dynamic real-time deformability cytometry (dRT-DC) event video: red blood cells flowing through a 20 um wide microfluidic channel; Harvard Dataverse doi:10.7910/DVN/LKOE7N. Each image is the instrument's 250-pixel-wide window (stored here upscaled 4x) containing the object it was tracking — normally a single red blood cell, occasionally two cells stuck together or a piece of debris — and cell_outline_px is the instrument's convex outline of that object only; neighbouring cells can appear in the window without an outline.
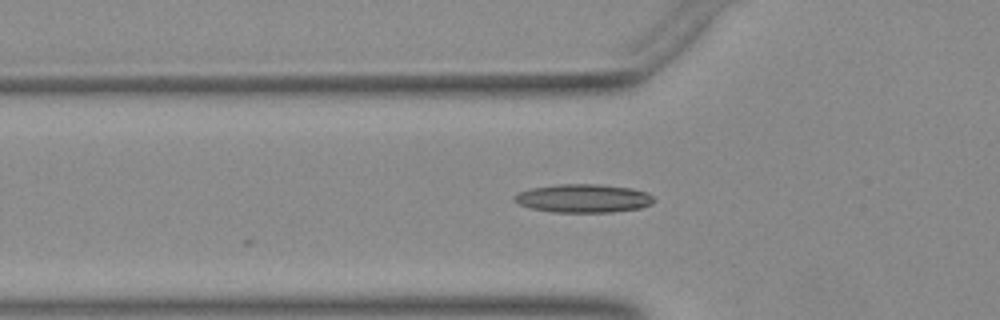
{"species": "Egyptian fruit bat (a non-hibernating species)", "species_latin": "Rousettus aegyptiacus", "temperature_condition": "warm", "stored_images_in_passage": 8, "camera_frame_rate_fps": 3000, "um_per_image_px": 0.085, "animal": {"sex": "female"}, "frame": {"image": 1, "passage_image": 3, "time_ms": 0.667, "image_size_px": [1000, 320], "cell_outline_px": [[656, 200], [652, 204], [640, 208], [612, 212], [552, 212], [532, 208], [520, 204], [512, 200], [512, 196], [520, 192], [532, 188], [556, 184], [600, 184], [632, 188], [644, 192], [652, 196]], "centroid_in_image_um": [49.59, 16.86], "position_along_channel_um": 76.2, "area_um2": 23.12}}
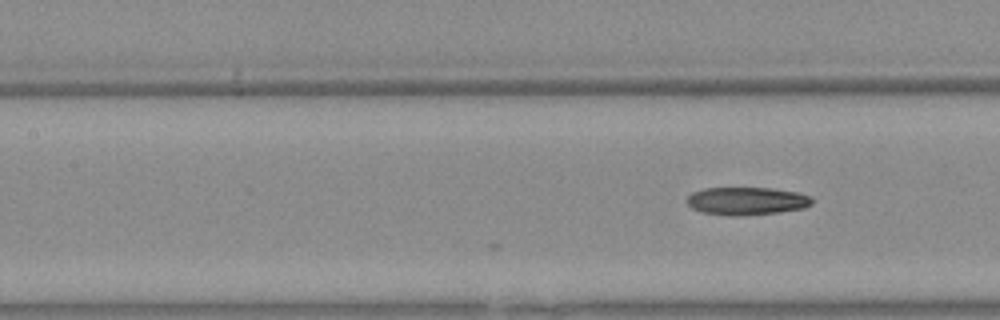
{"frame": {"image": 2, "passage_image": 8, "time_ms": 2.333, "image_size_px": [1000, 320], "cell_outline_px": [[812, 204], [804, 208], [780, 212], [736, 216], [732, 216], [700, 212], [692, 208], [688, 204], [688, 196], [692, 192], [704, 188], [772, 188], [800, 192], [808, 196], [812, 200]], "centroid_in_image_um": [63.47, 17.08], "position_along_channel_um": 143.9, "area_um2": 20.35}}